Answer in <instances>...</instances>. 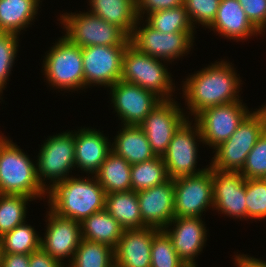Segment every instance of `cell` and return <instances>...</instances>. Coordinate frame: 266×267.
Here are the masks:
<instances>
[{"mask_svg": "<svg viewBox=\"0 0 266 267\" xmlns=\"http://www.w3.org/2000/svg\"><path fill=\"white\" fill-rule=\"evenodd\" d=\"M216 63L196 72L184 82L183 92L191 115L196 116L208 107L242 101L236 95L239 93L240 79L232 65L226 61Z\"/></svg>", "mask_w": 266, "mask_h": 267, "instance_id": "1", "label": "cell"}, {"mask_svg": "<svg viewBox=\"0 0 266 267\" xmlns=\"http://www.w3.org/2000/svg\"><path fill=\"white\" fill-rule=\"evenodd\" d=\"M46 190L50 210L64 218L81 223L90 215L105 209L106 193L95 176L90 179L69 177Z\"/></svg>", "mask_w": 266, "mask_h": 267, "instance_id": "2", "label": "cell"}, {"mask_svg": "<svg viewBox=\"0 0 266 267\" xmlns=\"http://www.w3.org/2000/svg\"><path fill=\"white\" fill-rule=\"evenodd\" d=\"M36 167L12 140L0 136V194L41 198L46 189L38 180Z\"/></svg>", "mask_w": 266, "mask_h": 267, "instance_id": "3", "label": "cell"}, {"mask_svg": "<svg viewBox=\"0 0 266 267\" xmlns=\"http://www.w3.org/2000/svg\"><path fill=\"white\" fill-rule=\"evenodd\" d=\"M266 130V105L256 112H250L237 130L214 149L216 154L210 164L217 171L240 172L248 153Z\"/></svg>", "mask_w": 266, "mask_h": 267, "instance_id": "4", "label": "cell"}, {"mask_svg": "<svg viewBox=\"0 0 266 267\" xmlns=\"http://www.w3.org/2000/svg\"><path fill=\"white\" fill-rule=\"evenodd\" d=\"M167 68L155 57L137 50L129 44L122 60L121 80L138 85L157 94L163 100H170L173 90Z\"/></svg>", "mask_w": 266, "mask_h": 267, "instance_id": "5", "label": "cell"}, {"mask_svg": "<svg viewBox=\"0 0 266 267\" xmlns=\"http://www.w3.org/2000/svg\"><path fill=\"white\" fill-rule=\"evenodd\" d=\"M62 14L65 37L81 48L96 45H129V36L117 25L106 22L92 13Z\"/></svg>", "mask_w": 266, "mask_h": 267, "instance_id": "6", "label": "cell"}, {"mask_svg": "<svg viewBox=\"0 0 266 267\" xmlns=\"http://www.w3.org/2000/svg\"><path fill=\"white\" fill-rule=\"evenodd\" d=\"M51 47L45 57L44 71L47 81L59 89L84 87L82 48L65 36Z\"/></svg>", "mask_w": 266, "mask_h": 267, "instance_id": "7", "label": "cell"}, {"mask_svg": "<svg viewBox=\"0 0 266 267\" xmlns=\"http://www.w3.org/2000/svg\"><path fill=\"white\" fill-rule=\"evenodd\" d=\"M41 146L36 169L38 180L45 189L43 177L44 181L45 178L53 181L51 187L69 178L67 175L75 168V134L69 131L51 136Z\"/></svg>", "mask_w": 266, "mask_h": 267, "instance_id": "8", "label": "cell"}, {"mask_svg": "<svg viewBox=\"0 0 266 267\" xmlns=\"http://www.w3.org/2000/svg\"><path fill=\"white\" fill-rule=\"evenodd\" d=\"M209 206L213 207V169L174 179L175 217H201Z\"/></svg>", "mask_w": 266, "mask_h": 267, "instance_id": "9", "label": "cell"}, {"mask_svg": "<svg viewBox=\"0 0 266 267\" xmlns=\"http://www.w3.org/2000/svg\"><path fill=\"white\" fill-rule=\"evenodd\" d=\"M249 110L241 101L212 106L195 116L199 126L202 143L215 148L226 141L249 114Z\"/></svg>", "mask_w": 266, "mask_h": 267, "instance_id": "10", "label": "cell"}, {"mask_svg": "<svg viewBox=\"0 0 266 267\" xmlns=\"http://www.w3.org/2000/svg\"><path fill=\"white\" fill-rule=\"evenodd\" d=\"M137 23L129 36L130 44L137 50L156 59L173 60L185 55L191 49L194 32L162 33L148 23L137 29Z\"/></svg>", "mask_w": 266, "mask_h": 267, "instance_id": "11", "label": "cell"}, {"mask_svg": "<svg viewBox=\"0 0 266 267\" xmlns=\"http://www.w3.org/2000/svg\"><path fill=\"white\" fill-rule=\"evenodd\" d=\"M194 124L196 125L192 128L191 122L186 120L175 132L166 153L162 156L170 179L198 175L207 169H195L198 150L196 136L200 139L198 141H203L199 126Z\"/></svg>", "mask_w": 266, "mask_h": 267, "instance_id": "12", "label": "cell"}, {"mask_svg": "<svg viewBox=\"0 0 266 267\" xmlns=\"http://www.w3.org/2000/svg\"><path fill=\"white\" fill-rule=\"evenodd\" d=\"M128 45H96L82 48L84 87H111L121 80L122 60Z\"/></svg>", "mask_w": 266, "mask_h": 267, "instance_id": "13", "label": "cell"}, {"mask_svg": "<svg viewBox=\"0 0 266 267\" xmlns=\"http://www.w3.org/2000/svg\"><path fill=\"white\" fill-rule=\"evenodd\" d=\"M171 98L162 100L138 125L147 136L152 152L162 157L175 132L187 120Z\"/></svg>", "mask_w": 266, "mask_h": 267, "instance_id": "14", "label": "cell"}, {"mask_svg": "<svg viewBox=\"0 0 266 267\" xmlns=\"http://www.w3.org/2000/svg\"><path fill=\"white\" fill-rule=\"evenodd\" d=\"M112 103L123 125L138 126L163 100L154 92L122 80L110 87Z\"/></svg>", "mask_w": 266, "mask_h": 267, "instance_id": "15", "label": "cell"}, {"mask_svg": "<svg viewBox=\"0 0 266 267\" xmlns=\"http://www.w3.org/2000/svg\"><path fill=\"white\" fill-rule=\"evenodd\" d=\"M139 209L146 227L164 230L174 216V180L137 191Z\"/></svg>", "mask_w": 266, "mask_h": 267, "instance_id": "16", "label": "cell"}, {"mask_svg": "<svg viewBox=\"0 0 266 267\" xmlns=\"http://www.w3.org/2000/svg\"><path fill=\"white\" fill-rule=\"evenodd\" d=\"M48 226L40 247L60 263L65 257H74L82 240L81 224L70 218H64L52 210L48 211Z\"/></svg>", "mask_w": 266, "mask_h": 267, "instance_id": "17", "label": "cell"}, {"mask_svg": "<svg viewBox=\"0 0 266 267\" xmlns=\"http://www.w3.org/2000/svg\"><path fill=\"white\" fill-rule=\"evenodd\" d=\"M246 178L240 172L213 169V207L226 215L247 218Z\"/></svg>", "mask_w": 266, "mask_h": 267, "instance_id": "18", "label": "cell"}, {"mask_svg": "<svg viewBox=\"0 0 266 267\" xmlns=\"http://www.w3.org/2000/svg\"><path fill=\"white\" fill-rule=\"evenodd\" d=\"M158 231L152 227L124 230L114 248L115 266L151 267L152 239Z\"/></svg>", "mask_w": 266, "mask_h": 267, "instance_id": "19", "label": "cell"}, {"mask_svg": "<svg viewBox=\"0 0 266 267\" xmlns=\"http://www.w3.org/2000/svg\"><path fill=\"white\" fill-rule=\"evenodd\" d=\"M174 223L175 229H164L172 240L177 255L188 267H196L195 256L202 251L207 240L205 225L200 217H174L167 227ZM176 224V225H175ZM172 230V231H171Z\"/></svg>", "mask_w": 266, "mask_h": 267, "instance_id": "20", "label": "cell"}, {"mask_svg": "<svg viewBox=\"0 0 266 267\" xmlns=\"http://www.w3.org/2000/svg\"><path fill=\"white\" fill-rule=\"evenodd\" d=\"M75 133V166L95 174L112 151L110 142L100 131L80 129Z\"/></svg>", "mask_w": 266, "mask_h": 267, "instance_id": "21", "label": "cell"}, {"mask_svg": "<svg viewBox=\"0 0 266 267\" xmlns=\"http://www.w3.org/2000/svg\"><path fill=\"white\" fill-rule=\"evenodd\" d=\"M229 39H244L260 33L248 20L238 0H221L213 22L208 26Z\"/></svg>", "mask_w": 266, "mask_h": 267, "instance_id": "22", "label": "cell"}, {"mask_svg": "<svg viewBox=\"0 0 266 267\" xmlns=\"http://www.w3.org/2000/svg\"><path fill=\"white\" fill-rule=\"evenodd\" d=\"M114 140L112 151L131 165L156 157L147 136L139 126L124 125Z\"/></svg>", "mask_w": 266, "mask_h": 267, "instance_id": "23", "label": "cell"}, {"mask_svg": "<svg viewBox=\"0 0 266 267\" xmlns=\"http://www.w3.org/2000/svg\"><path fill=\"white\" fill-rule=\"evenodd\" d=\"M89 2L92 7L90 13L117 25L128 36L132 34L138 20L136 0H90Z\"/></svg>", "mask_w": 266, "mask_h": 267, "instance_id": "24", "label": "cell"}, {"mask_svg": "<svg viewBox=\"0 0 266 267\" xmlns=\"http://www.w3.org/2000/svg\"><path fill=\"white\" fill-rule=\"evenodd\" d=\"M105 210L124 230L146 227L140 214L137 192L133 190L106 194Z\"/></svg>", "mask_w": 266, "mask_h": 267, "instance_id": "25", "label": "cell"}, {"mask_svg": "<svg viewBox=\"0 0 266 267\" xmlns=\"http://www.w3.org/2000/svg\"><path fill=\"white\" fill-rule=\"evenodd\" d=\"M131 164L111 151L95 173L105 193L131 190Z\"/></svg>", "mask_w": 266, "mask_h": 267, "instance_id": "26", "label": "cell"}, {"mask_svg": "<svg viewBox=\"0 0 266 267\" xmlns=\"http://www.w3.org/2000/svg\"><path fill=\"white\" fill-rule=\"evenodd\" d=\"M82 239L104 243L115 248L124 229L105 209L90 215L81 223Z\"/></svg>", "mask_w": 266, "mask_h": 267, "instance_id": "27", "label": "cell"}, {"mask_svg": "<svg viewBox=\"0 0 266 267\" xmlns=\"http://www.w3.org/2000/svg\"><path fill=\"white\" fill-rule=\"evenodd\" d=\"M40 0H0V32L19 35L35 19Z\"/></svg>", "mask_w": 266, "mask_h": 267, "instance_id": "28", "label": "cell"}, {"mask_svg": "<svg viewBox=\"0 0 266 267\" xmlns=\"http://www.w3.org/2000/svg\"><path fill=\"white\" fill-rule=\"evenodd\" d=\"M67 267H113L114 248L82 239Z\"/></svg>", "mask_w": 266, "mask_h": 267, "instance_id": "29", "label": "cell"}, {"mask_svg": "<svg viewBox=\"0 0 266 267\" xmlns=\"http://www.w3.org/2000/svg\"><path fill=\"white\" fill-rule=\"evenodd\" d=\"M169 179L162 157L131 166V190L137 192L161 184Z\"/></svg>", "mask_w": 266, "mask_h": 267, "instance_id": "30", "label": "cell"}, {"mask_svg": "<svg viewBox=\"0 0 266 267\" xmlns=\"http://www.w3.org/2000/svg\"><path fill=\"white\" fill-rule=\"evenodd\" d=\"M40 240L34 227L23 222L0 237V252L30 255L40 248Z\"/></svg>", "mask_w": 266, "mask_h": 267, "instance_id": "31", "label": "cell"}, {"mask_svg": "<svg viewBox=\"0 0 266 267\" xmlns=\"http://www.w3.org/2000/svg\"><path fill=\"white\" fill-rule=\"evenodd\" d=\"M146 23L162 33L175 32H194L187 15V11L183 5L152 12L148 14Z\"/></svg>", "mask_w": 266, "mask_h": 267, "instance_id": "32", "label": "cell"}, {"mask_svg": "<svg viewBox=\"0 0 266 267\" xmlns=\"http://www.w3.org/2000/svg\"><path fill=\"white\" fill-rule=\"evenodd\" d=\"M31 199L24 195L0 194V237L25 222L26 204Z\"/></svg>", "mask_w": 266, "mask_h": 267, "instance_id": "33", "label": "cell"}, {"mask_svg": "<svg viewBox=\"0 0 266 267\" xmlns=\"http://www.w3.org/2000/svg\"><path fill=\"white\" fill-rule=\"evenodd\" d=\"M151 267H188L177 255L169 235L159 230L152 239Z\"/></svg>", "mask_w": 266, "mask_h": 267, "instance_id": "34", "label": "cell"}, {"mask_svg": "<svg viewBox=\"0 0 266 267\" xmlns=\"http://www.w3.org/2000/svg\"><path fill=\"white\" fill-rule=\"evenodd\" d=\"M247 218H266V182L262 178L246 179Z\"/></svg>", "mask_w": 266, "mask_h": 267, "instance_id": "35", "label": "cell"}, {"mask_svg": "<svg viewBox=\"0 0 266 267\" xmlns=\"http://www.w3.org/2000/svg\"><path fill=\"white\" fill-rule=\"evenodd\" d=\"M240 173L246 179H258L266 174V130L248 153Z\"/></svg>", "mask_w": 266, "mask_h": 267, "instance_id": "36", "label": "cell"}, {"mask_svg": "<svg viewBox=\"0 0 266 267\" xmlns=\"http://www.w3.org/2000/svg\"><path fill=\"white\" fill-rule=\"evenodd\" d=\"M18 41L16 34L0 32V94L13 66L18 51Z\"/></svg>", "mask_w": 266, "mask_h": 267, "instance_id": "37", "label": "cell"}, {"mask_svg": "<svg viewBox=\"0 0 266 267\" xmlns=\"http://www.w3.org/2000/svg\"><path fill=\"white\" fill-rule=\"evenodd\" d=\"M221 0H184L183 6L187 11L191 25L198 22L201 25L209 26L218 11Z\"/></svg>", "mask_w": 266, "mask_h": 267, "instance_id": "38", "label": "cell"}, {"mask_svg": "<svg viewBox=\"0 0 266 267\" xmlns=\"http://www.w3.org/2000/svg\"><path fill=\"white\" fill-rule=\"evenodd\" d=\"M248 20L260 32L266 28V0H238Z\"/></svg>", "mask_w": 266, "mask_h": 267, "instance_id": "39", "label": "cell"}, {"mask_svg": "<svg viewBox=\"0 0 266 267\" xmlns=\"http://www.w3.org/2000/svg\"><path fill=\"white\" fill-rule=\"evenodd\" d=\"M184 4V0H136V12L138 18H143L141 15H147L152 12L166 10L178 7ZM146 11V12H145Z\"/></svg>", "mask_w": 266, "mask_h": 267, "instance_id": "40", "label": "cell"}, {"mask_svg": "<svg viewBox=\"0 0 266 267\" xmlns=\"http://www.w3.org/2000/svg\"><path fill=\"white\" fill-rule=\"evenodd\" d=\"M29 267H64L41 247L29 255Z\"/></svg>", "mask_w": 266, "mask_h": 267, "instance_id": "41", "label": "cell"}, {"mask_svg": "<svg viewBox=\"0 0 266 267\" xmlns=\"http://www.w3.org/2000/svg\"><path fill=\"white\" fill-rule=\"evenodd\" d=\"M0 267H29V255L1 253Z\"/></svg>", "mask_w": 266, "mask_h": 267, "instance_id": "42", "label": "cell"}, {"mask_svg": "<svg viewBox=\"0 0 266 267\" xmlns=\"http://www.w3.org/2000/svg\"><path fill=\"white\" fill-rule=\"evenodd\" d=\"M235 263L238 267H266V261H262L247 255H236Z\"/></svg>", "mask_w": 266, "mask_h": 267, "instance_id": "43", "label": "cell"}, {"mask_svg": "<svg viewBox=\"0 0 266 267\" xmlns=\"http://www.w3.org/2000/svg\"><path fill=\"white\" fill-rule=\"evenodd\" d=\"M262 179L266 182V174L262 177Z\"/></svg>", "mask_w": 266, "mask_h": 267, "instance_id": "44", "label": "cell"}]
</instances>
